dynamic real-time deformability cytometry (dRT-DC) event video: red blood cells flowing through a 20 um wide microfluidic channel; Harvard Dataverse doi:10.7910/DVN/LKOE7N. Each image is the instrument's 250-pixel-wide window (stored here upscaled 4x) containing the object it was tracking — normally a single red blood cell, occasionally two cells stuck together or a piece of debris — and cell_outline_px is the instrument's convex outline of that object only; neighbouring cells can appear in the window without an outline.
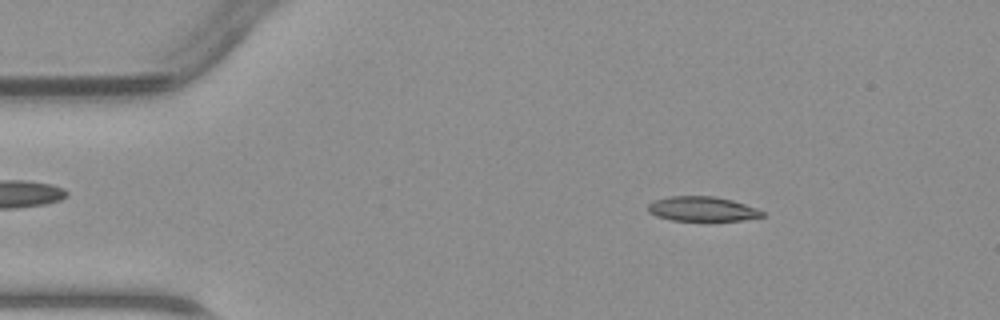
{"species": "common noctule bat (a hibernating species)", "species_latin": "Nyctalus noctula", "temperature_condition": "warm", "stored_images_in_passage": 46, "camera_frame_rate_fps": 3000, "um_per_image_px": 0.085, "animal": {"sex": "male", "body_mass_g": 23.1, "forearm_length_mm": 52.7}, "frame": {"image": 1, "passage_image": 7, "time_ms": 2.0, "image_size_px": [1000, 320], "cell_outline_px": [[764, 216], [744, 220], [672, 220], [656, 216], [648, 212], [648, 204], [656, 200], [672, 196], [712, 196], [732, 200], [756, 208], [764, 212]], "centroid_in_image_um": [59.69, 17.76], "position_along_channel_um": 25.3, "area_um2": 16.18}}
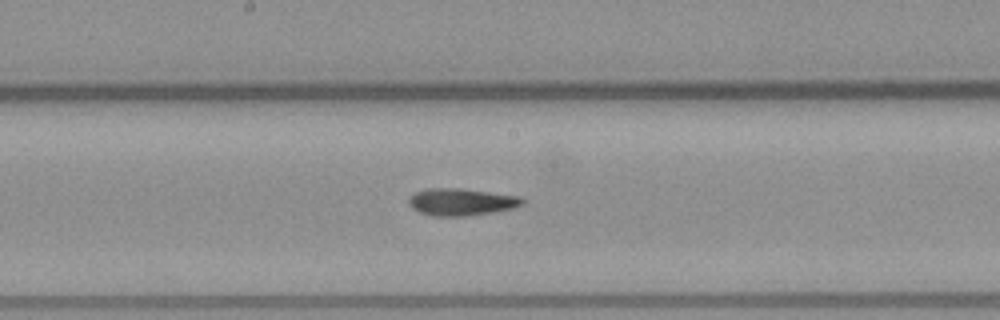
{"frame": {"image": 2, "passage_image": 24, "time_ms": 7.667, "image_size_px": [1000, 320], "cell_outline_px": [[524, 204], [516, 208], [468, 216], [432, 216], [420, 212], [412, 208], [408, 204], [408, 200], [416, 192], [428, 188], [460, 188], [520, 196], [524, 200]], "centroid_in_image_um": [39.24, 17.17], "position_along_channel_um": 209.0, "area_um2": 18.03}}
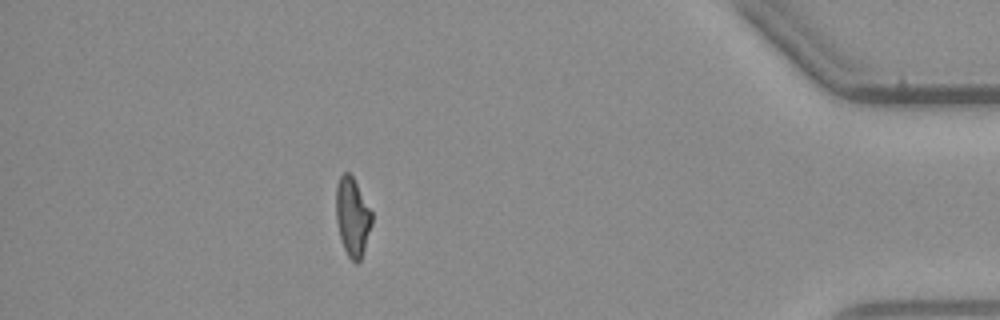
{"frame": {"image": 3, "passage_image": 41, "time_ms": 13.333, "image_size_px": [1000, 320], "cell_outline_px": [[372, 224], [360, 260], [356, 264], [348, 256], [344, 248], [340, 236], [336, 220], [336, 184], [340, 176], [344, 172], [348, 172], [352, 176], [372, 212]], "centroid_in_image_um": [29.95, 18.42], "position_along_channel_um": 405.3, "area_um2": 16.18}}